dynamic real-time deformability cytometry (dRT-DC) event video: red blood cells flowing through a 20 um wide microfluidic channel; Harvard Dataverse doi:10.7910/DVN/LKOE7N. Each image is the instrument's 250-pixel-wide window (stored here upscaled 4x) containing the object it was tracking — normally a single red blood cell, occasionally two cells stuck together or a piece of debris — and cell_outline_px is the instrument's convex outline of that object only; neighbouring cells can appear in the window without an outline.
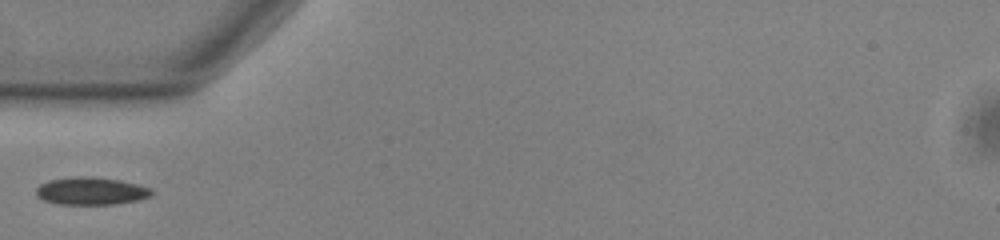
{"species": "common noctule bat (a hibernating species)", "species_latin": "Nyctalus noctula", "temperature_condition": "warm", "stored_images_in_passage": 37, "camera_frame_rate_fps": 3000, "um_per_image_px": 0.085, "animal": {"sex": "male", "body_mass_g": 13.0, "forearm_length_mm": 53.1}, "frame": {"image": 1, "passage_image": 1, "time_ms": 0.0, "image_size_px": [1000, 240], "cell_outline_px": [[156, 192], [152, 196], [140, 200], [116, 204], [56, 204], [44, 200], [36, 196], [36, 188], [40, 184], [48, 180], [72, 176], [92, 176], [120, 180], [152, 188]], "centroid_in_image_um": [7.77, 16.23], "position_along_channel_um": 77.2, "area_um2": 18.96}}
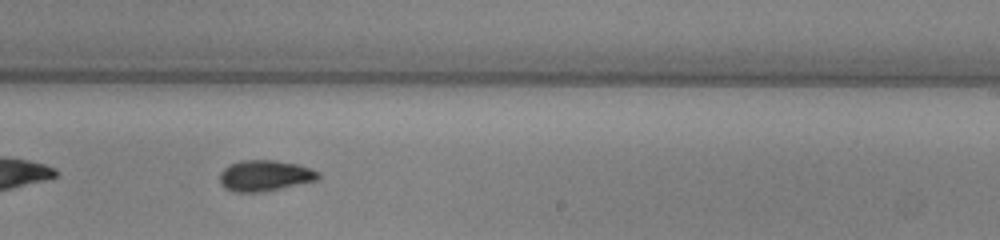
{"frame": {"image": 2, "passage_image": 16, "time_ms": 5.0, "image_size_px": [1000, 240], "cell_outline_px": [[320, 180], [264, 192], [236, 192], [224, 188], [220, 184], [220, 172], [228, 164], [240, 160], [276, 160], [296, 164], [320, 172]], "centroid_in_image_um": [22.51, 14.93], "position_along_channel_um": 266.5, "area_um2": 18.03}}
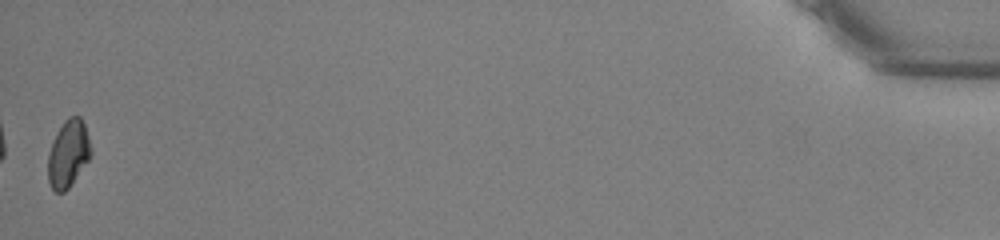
{"frame": {"image": 3, "passage_image": 37, "time_ms": 12.0, "image_size_px": [1000, 240], "cell_outline_px": [[92, 152], [88, 160], [68, 188], [64, 192], [56, 192], [52, 188], [48, 180], [48, 152], [64, 120], [68, 116], [80, 116], [84, 124], [92, 148]], "centroid_in_image_um": [5.8, 13.06], "position_along_channel_um": 429.4, "area_um2": 16.53}}